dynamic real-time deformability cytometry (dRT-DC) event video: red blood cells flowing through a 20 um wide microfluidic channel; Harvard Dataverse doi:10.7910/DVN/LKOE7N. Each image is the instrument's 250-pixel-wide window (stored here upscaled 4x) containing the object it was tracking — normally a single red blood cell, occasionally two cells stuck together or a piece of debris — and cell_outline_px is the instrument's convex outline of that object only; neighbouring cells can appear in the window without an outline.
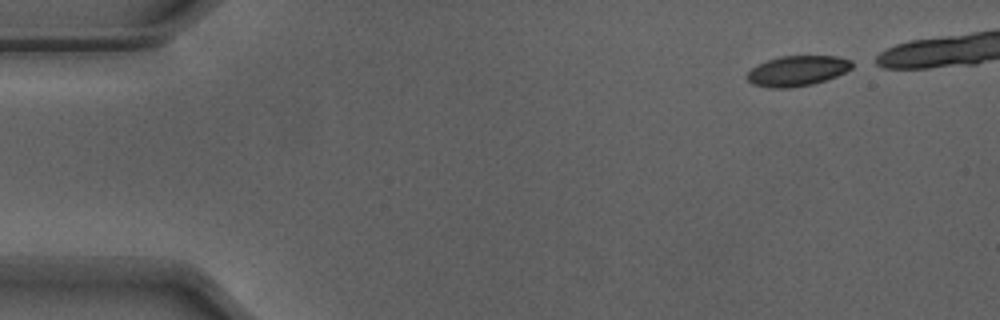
{"species": "Egyptian fruit bat (a non-hibernating species)", "species_latin": "Rousettus aegyptiacus", "temperature_condition": "warm", "stored_images_in_passage": 9, "camera_frame_rate_fps": 3000, "um_per_image_px": 0.085, "animal": {"sex": "male"}, "frame": {"image": 1, "passage_image": 1, "time_ms": 0.0, "image_size_px": [1000, 320], "cell_outline_px": [[852, 68], [836, 76], [812, 84], [788, 88], [768, 88], [752, 84], [748, 80], [748, 72], [752, 68], [768, 60], [780, 56], [836, 56], [852, 60]], "centroid_in_image_um": [67.77, 6.02], "position_along_channel_um": 17.2, "area_um2": 18.32}}